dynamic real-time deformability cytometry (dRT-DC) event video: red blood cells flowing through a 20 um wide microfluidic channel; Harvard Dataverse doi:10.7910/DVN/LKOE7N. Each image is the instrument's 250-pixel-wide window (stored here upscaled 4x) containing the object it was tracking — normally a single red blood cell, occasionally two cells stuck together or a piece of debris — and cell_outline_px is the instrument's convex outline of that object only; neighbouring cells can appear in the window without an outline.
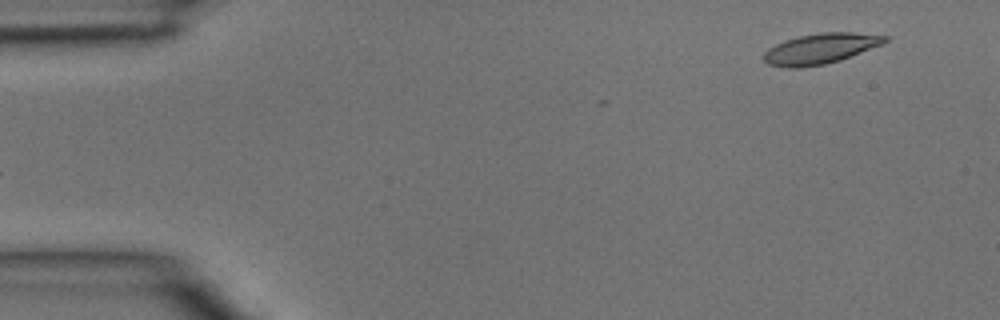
{"species": "common noctule bat (a hibernating species)", "species_latin": "Nyctalus noctula", "temperature_condition": "room temperature", "stored_images_in_passage": 4, "segment_of_instrument_passage": [2, 2], "camera_frame_rate_fps": 3000, "um_per_image_px": 0.085, "animal": {"sex": "male", "body_mass_g": 15.6}, "frame": {"image": 1, "passage_image": 4, "time_ms": 1.0, "image_size_px": [1000, 320], "cell_outline_px": [[888, 40], [880, 44], [840, 60], [824, 64], [800, 68], [788, 68], [768, 64], [764, 60], [764, 52], [768, 48], [784, 40], [800, 36], [820, 32], [852, 32], [888, 36]], "centroid_in_image_um": [69.69, 4.13], "position_along_channel_um": 15.3, "area_um2": 21.21}}